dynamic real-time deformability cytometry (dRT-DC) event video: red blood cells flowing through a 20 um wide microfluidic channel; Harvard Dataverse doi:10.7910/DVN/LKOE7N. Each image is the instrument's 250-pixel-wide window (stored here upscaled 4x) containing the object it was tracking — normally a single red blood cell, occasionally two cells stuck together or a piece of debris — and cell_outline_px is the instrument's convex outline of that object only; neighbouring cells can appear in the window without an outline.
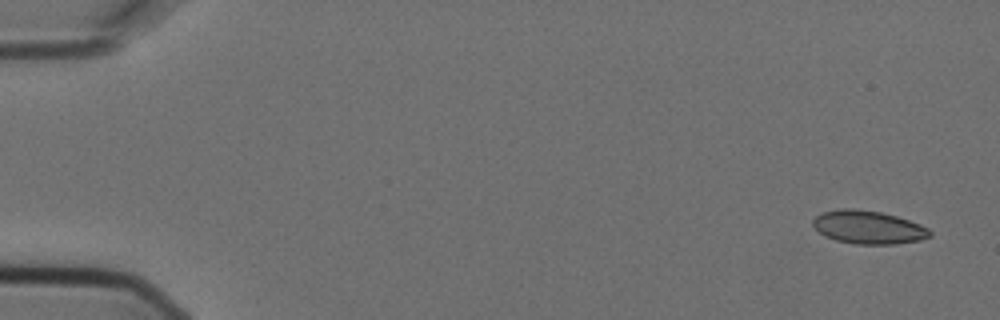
{"species": "Egyptian fruit bat (a non-hibernating species)", "species_latin": "Rousettus aegyptiacus", "temperature_condition": "cold", "stored_images_in_passage": 6, "camera_frame_rate_fps": 3000, "um_per_image_px": 0.085, "animal": {"sex": "female"}, "frame": {"image": 1, "passage_image": 1, "time_ms": 0.0, "image_size_px": [1000, 320], "cell_outline_px": [[932, 236], [920, 240], [896, 244], [856, 244], [836, 240], [824, 236], [812, 224], [812, 220], [816, 216], [824, 212], [840, 208], [852, 208], [880, 212], [896, 216], [920, 224], [928, 228], [932, 232]], "centroid_in_image_um": [73.82, 19.32], "position_along_channel_um": 11.2, "area_um2": 22.6}}
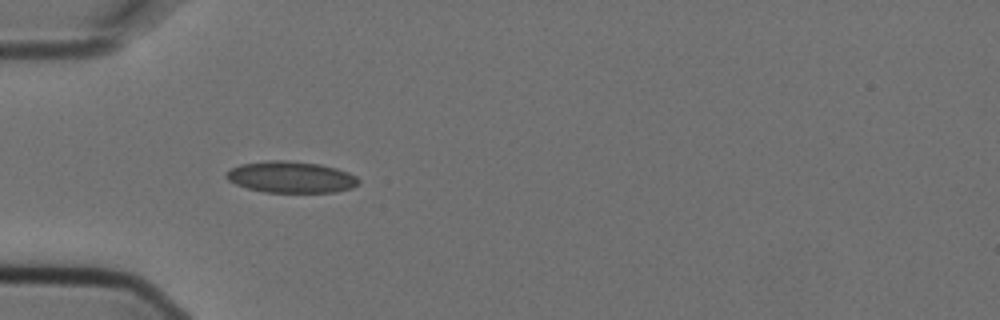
{"frame": {"image": 2, "passage_image": 5, "time_ms": 1.333, "image_size_px": [1000, 320], "cell_outline_px": [[360, 184], [352, 188], [336, 192], [264, 192], [248, 188], [236, 184], [228, 180], [224, 176], [232, 168], [240, 164], [268, 160], [284, 160], [320, 164], [336, 168], [348, 172], [356, 176], [360, 180]], "centroid_in_image_um": [24.76, 15.05], "position_along_channel_um": 60.2, "area_um2": 24.28}}
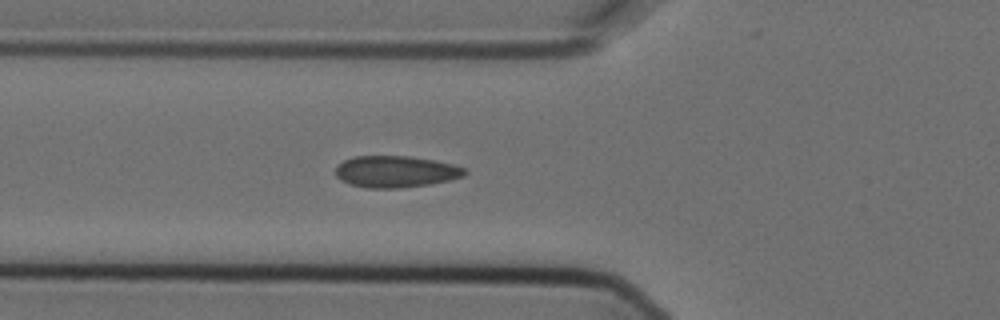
{"frame": {"image": 3, "passage_image": 6, "time_ms": 1.667, "image_size_px": [1000, 320], "cell_outline_px": [[468, 172], [464, 176], [448, 180], [428, 184], [400, 188], [368, 188], [348, 184], [340, 180], [336, 176], [336, 164], [352, 156], [408, 156], [432, 160], [452, 164], [464, 168]], "centroid_in_image_um": [33.58, 14.59], "position_along_channel_um": 92.2, "area_um2": 23.81}}